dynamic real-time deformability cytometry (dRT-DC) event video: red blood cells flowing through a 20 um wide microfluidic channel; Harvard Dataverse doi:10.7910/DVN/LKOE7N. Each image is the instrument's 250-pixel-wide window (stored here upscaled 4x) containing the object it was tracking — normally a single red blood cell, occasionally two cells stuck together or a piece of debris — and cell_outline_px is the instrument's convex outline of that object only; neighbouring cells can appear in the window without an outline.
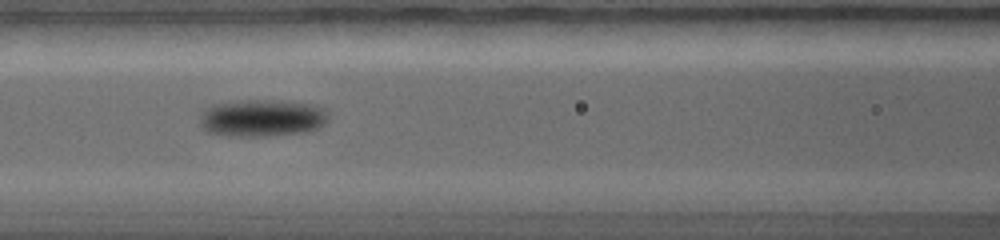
{"species": "common noctule bat (a hibernating species)", "species_latin": "Nyctalus noctula", "temperature_condition": "warm", "stored_images_in_passage": 8, "camera_frame_rate_fps": 5000, "um_per_image_px": 0.085, "animal": {"sex": "female", "body_mass_g": 19.0, "forearm_length_mm": 56.7}, "frame": {"image": 1, "passage_image": 5, "time_ms": 3.6, "image_size_px": [1000, 240], "cell_outline_px": [[328, 120], [320, 128], [308, 132], [268, 136], [228, 136], [208, 132], [200, 124], [200, 116], [204, 108], [212, 104], [240, 100], [292, 100], [312, 104], [328, 108]], "centroid_in_image_um": [22.33, 10.01], "position_along_channel_um": 144.3, "area_um2": 28.67}}
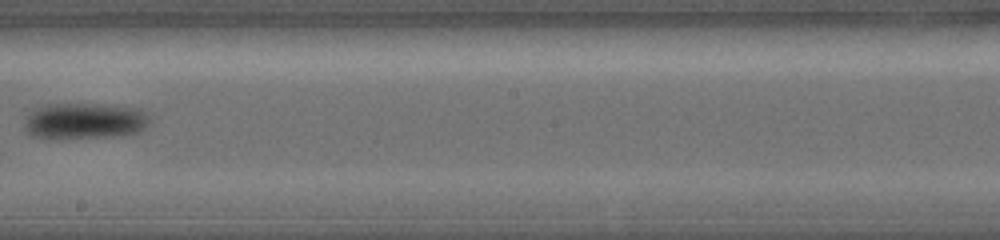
{"frame": {"image": 2, "passage_image": 7, "time_ms": 5.6, "image_size_px": [1000, 240], "cell_outline_px": [[148, 124], [140, 132], [120, 136], [32, 136], [24, 128], [24, 124], [28, 112], [48, 104], [104, 104], [140, 108], [148, 112]], "centroid_in_image_um": [7.26, 10.23], "position_along_channel_um": 240.9, "area_um2": 25.84}}
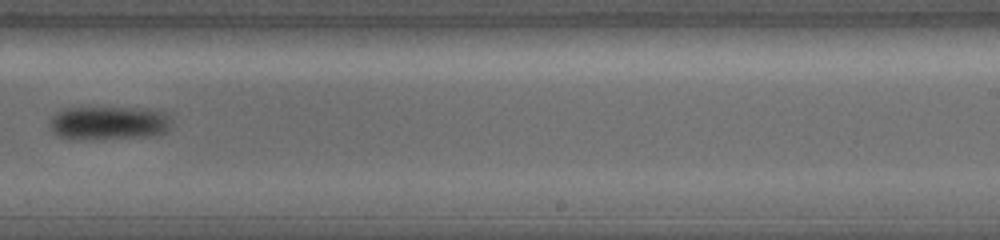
{"frame": {"image": 3, "passage_image": 8, "time_ms": 6.4, "image_size_px": [1000, 240], "cell_outline_px": [[172, 124], [164, 132], [152, 136], [60, 136], [52, 132], [48, 128], [48, 120], [56, 112], [64, 108], [148, 108], [168, 112], [172, 120]], "centroid_in_image_um": [9.3, 10.38], "position_along_channel_um": 279.7, "area_um2": 23.06}}